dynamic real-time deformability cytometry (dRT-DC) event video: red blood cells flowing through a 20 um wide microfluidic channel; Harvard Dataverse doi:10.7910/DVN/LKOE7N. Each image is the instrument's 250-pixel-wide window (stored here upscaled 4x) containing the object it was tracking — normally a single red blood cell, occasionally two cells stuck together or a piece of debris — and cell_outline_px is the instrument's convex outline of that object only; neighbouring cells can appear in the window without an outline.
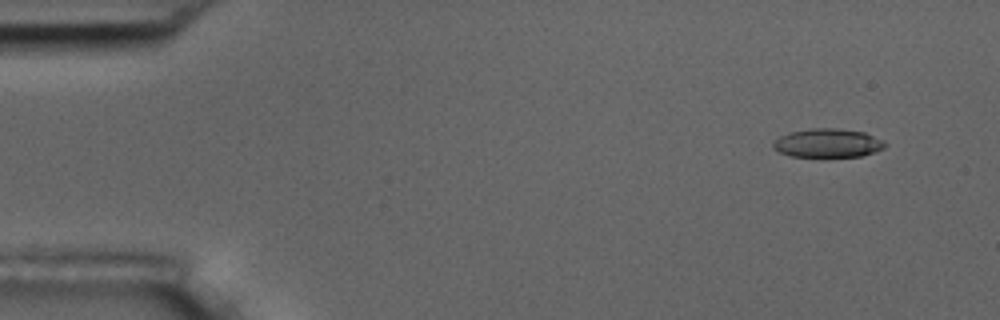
{"species": "common noctule bat (a hibernating species)", "species_latin": "Nyctalus noctula", "temperature_condition": "room temperature", "stored_images_in_passage": 56, "camera_frame_rate_fps": 3000, "um_per_image_px": 0.085, "animal": {"sex": "male", "body_mass_g": 17.5, "forearm_length_mm": 52.3}, "frame": {"image": 1, "passage_image": 5, "time_ms": 1.333, "image_size_px": [1000, 320], "cell_outline_px": [[888, 144], [884, 148], [876, 152], [860, 156], [792, 156], [780, 152], [772, 148], [772, 144], [780, 136], [792, 132], [812, 128], [836, 128], [864, 132]], "centroid_in_image_um": [70.37, 12.16], "position_along_channel_um": 14.6, "area_um2": 18.44}}
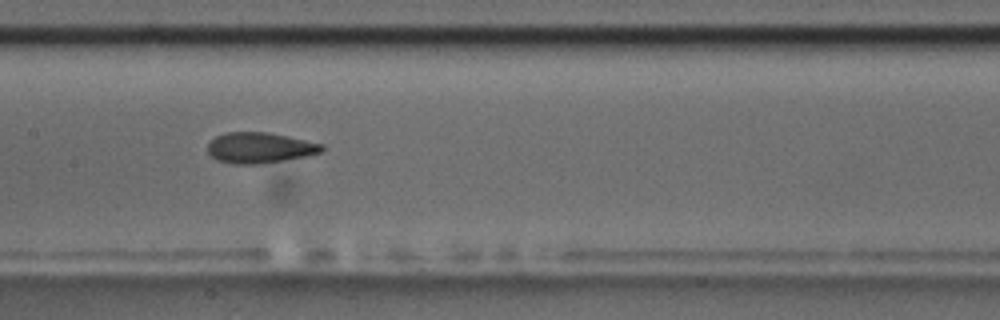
{"frame": {"image": 2, "passage_image": 28, "time_ms": 9.0, "image_size_px": [1000, 320], "cell_outline_px": [[324, 148], [320, 152], [304, 156], [256, 164], [232, 164], [216, 160], [208, 152], [208, 144], [216, 136], [224, 132], [268, 132], [288, 136], [324, 144]], "centroid_in_image_um": [22.04, 12.55], "position_along_channel_um": 185.4, "area_um2": 20.23}}
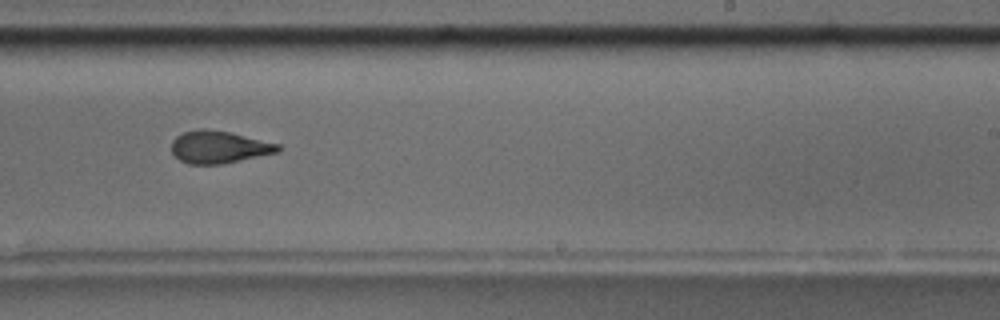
{"frame": {"image": 3, "passage_image": 35, "time_ms": 11.333, "image_size_px": [1000, 320], "cell_outline_px": [[280, 152], [220, 164], [188, 164], [180, 160], [172, 152], [172, 140], [176, 136], [184, 132], [200, 128], [208, 128], [228, 132], [280, 144]], "centroid_in_image_um": [18.6, 12.49], "position_along_channel_um": 270.4, "area_um2": 20.0}, "authors_computed_cell_mechanics": {"area_um2": 20.1433, "velocity_mm_per_s": 3.6593, "shape_relaxation_time_tau1_ms": 4.8364, "shape_relaxation_time_tau2_ms": 1.7092, "deformation_change_tau1": 0.1705, "deformation_change_tau2": 0.0976}}